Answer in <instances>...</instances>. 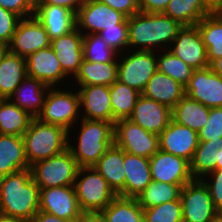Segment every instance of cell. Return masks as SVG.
<instances>
[{
	"label": "cell",
	"mask_w": 222,
	"mask_h": 222,
	"mask_svg": "<svg viewBox=\"0 0 222 222\" xmlns=\"http://www.w3.org/2000/svg\"><path fill=\"white\" fill-rule=\"evenodd\" d=\"M222 149V141H199L190 162V171L194 179H202L216 170L218 150Z\"/></svg>",
	"instance_id": "35"
},
{
	"label": "cell",
	"mask_w": 222,
	"mask_h": 222,
	"mask_svg": "<svg viewBox=\"0 0 222 222\" xmlns=\"http://www.w3.org/2000/svg\"><path fill=\"white\" fill-rule=\"evenodd\" d=\"M0 7L15 13L20 18L34 16L36 0H0Z\"/></svg>",
	"instance_id": "44"
},
{
	"label": "cell",
	"mask_w": 222,
	"mask_h": 222,
	"mask_svg": "<svg viewBox=\"0 0 222 222\" xmlns=\"http://www.w3.org/2000/svg\"><path fill=\"white\" fill-rule=\"evenodd\" d=\"M34 16L42 23L50 40L76 28V14L65 7L36 3Z\"/></svg>",
	"instance_id": "22"
},
{
	"label": "cell",
	"mask_w": 222,
	"mask_h": 222,
	"mask_svg": "<svg viewBox=\"0 0 222 222\" xmlns=\"http://www.w3.org/2000/svg\"><path fill=\"white\" fill-rule=\"evenodd\" d=\"M140 95V92L118 80L110 86V103L113 110V123L131 117Z\"/></svg>",
	"instance_id": "34"
},
{
	"label": "cell",
	"mask_w": 222,
	"mask_h": 222,
	"mask_svg": "<svg viewBox=\"0 0 222 222\" xmlns=\"http://www.w3.org/2000/svg\"><path fill=\"white\" fill-rule=\"evenodd\" d=\"M110 6L112 9L121 12L125 16L132 17L140 11L139 0H98Z\"/></svg>",
	"instance_id": "46"
},
{
	"label": "cell",
	"mask_w": 222,
	"mask_h": 222,
	"mask_svg": "<svg viewBox=\"0 0 222 222\" xmlns=\"http://www.w3.org/2000/svg\"><path fill=\"white\" fill-rule=\"evenodd\" d=\"M185 95L208 108L222 107V77L209 66L196 69L185 86Z\"/></svg>",
	"instance_id": "15"
},
{
	"label": "cell",
	"mask_w": 222,
	"mask_h": 222,
	"mask_svg": "<svg viewBox=\"0 0 222 222\" xmlns=\"http://www.w3.org/2000/svg\"><path fill=\"white\" fill-rule=\"evenodd\" d=\"M27 76L36 78L50 87H56L69 78L62 70L51 46L40 49L26 58Z\"/></svg>",
	"instance_id": "18"
},
{
	"label": "cell",
	"mask_w": 222,
	"mask_h": 222,
	"mask_svg": "<svg viewBox=\"0 0 222 222\" xmlns=\"http://www.w3.org/2000/svg\"><path fill=\"white\" fill-rule=\"evenodd\" d=\"M80 87V89L78 88L80 108L84 109L81 118L113 123L110 86L88 85Z\"/></svg>",
	"instance_id": "20"
},
{
	"label": "cell",
	"mask_w": 222,
	"mask_h": 222,
	"mask_svg": "<svg viewBox=\"0 0 222 222\" xmlns=\"http://www.w3.org/2000/svg\"><path fill=\"white\" fill-rule=\"evenodd\" d=\"M218 218L222 219V205L218 208Z\"/></svg>",
	"instance_id": "56"
},
{
	"label": "cell",
	"mask_w": 222,
	"mask_h": 222,
	"mask_svg": "<svg viewBox=\"0 0 222 222\" xmlns=\"http://www.w3.org/2000/svg\"><path fill=\"white\" fill-rule=\"evenodd\" d=\"M182 27L164 13L139 11L128 18L129 50H167Z\"/></svg>",
	"instance_id": "2"
},
{
	"label": "cell",
	"mask_w": 222,
	"mask_h": 222,
	"mask_svg": "<svg viewBox=\"0 0 222 222\" xmlns=\"http://www.w3.org/2000/svg\"><path fill=\"white\" fill-rule=\"evenodd\" d=\"M33 118L10 99H0V134L23 136Z\"/></svg>",
	"instance_id": "31"
},
{
	"label": "cell",
	"mask_w": 222,
	"mask_h": 222,
	"mask_svg": "<svg viewBox=\"0 0 222 222\" xmlns=\"http://www.w3.org/2000/svg\"><path fill=\"white\" fill-rule=\"evenodd\" d=\"M163 13L181 26H195L210 14L201 0H171Z\"/></svg>",
	"instance_id": "33"
},
{
	"label": "cell",
	"mask_w": 222,
	"mask_h": 222,
	"mask_svg": "<svg viewBox=\"0 0 222 222\" xmlns=\"http://www.w3.org/2000/svg\"><path fill=\"white\" fill-rule=\"evenodd\" d=\"M210 14L218 13L222 9V0H201Z\"/></svg>",
	"instance_id": "51"
},
{
	"label": "cell",
	"mask_w": 222,
	"mask_h": 222,
	"mask_svg": "<svg viewBox=\"0 0 222 222\" xmlns=\"http://www.w3.org/2000/svg\"><path fill=\"white\" fill-rule=\"evenodd\" d=\"M32 178L39 188L73 186L79 166L71 151L39 160L31 165Z\"/></svg>",
	"instance_id": "7"
},
{
	"label": "cell",
	"mask_w": 222,
	"mask_h": 222,
	"mask_svg": "<svg viewBox=\"0 0 222 222\" xmlns=\"http://www.w3.org/2000/svg\"><path fill=\"white\" fill-rule=\"evenodd\" d=\"M196 26L206 47L207 60L210 64L222 56V18L217 13L209 14Z\"/></svg>",
	"instance_id": "32"
},
{
	"label": "cell",
	"mask_w": 222,
	"mask_h": 222,
	"mask_svg": "<svg viewBox=\"0 0 222 222\" xmlns=\"http://www.w3.org/2000/svg\"><path fill=\"white\" fill-rule=\"evenodd\" d=\"M157 53V70L162 72L175 81L181 83L184 87L192 78L194 69L175 56L168 49Z\"/></svg>",
	"instance_id": "38"
},
{
	"label": "cell",
	"mask_w": 222,
	"mask_h": 222,
	"mask_svg": "<svg viewBox=\"0 0 222 222\" xmlns=\"http://www.w3.org/2000/svg\"><path fill=\"white\" fill-rule=\"evenodd\" d=\"M201 180L208 187L213 204L218 209L222 205V169H216L208 173Z\"/></svg>",
	"instance_id": "45"
},
{
	"label": "cell",
	"mask_w": 222,
	"mask_h": 222,
	"mask_svg": "<svg viewBox=\"0 0 222 222\" xmlns=\"http://www.w3.org/2000/svg\"><path fill=\"white\" fill-rule=\"evenodd\" d=\"M102 212L109 222H144L143 208L137 198L117 195Z\"/></svg>",
	"instance_id": "37"
},
{
	"label": "cell",
	"mask_w": 222,
	"mask_h": 222,
	"mask_svg": "<svg viewBox=\"0 0 222 222\" xmlns=\"http://www.w3.org/2000/svg\"><path fill=\"white\" fill-rule=\"evenodd\" d=\"M39 196L31 168L0 177V215L29 222L39 211Z\"/></svg>",
	"instance_id": "1"
},
{
	"label": "cell",
	"mask_w": 222,
	"mask_h": 222,
	"mask_svg": "<svg viewBox=\"0 0 222 222\" xmlns=\"http://www.w3.org/2000/svg\"><path fill=\"white\" fill-rule=\"evenodd\" d=\"M36 3L65 7L73 11L75 14L83 4L81 0H36Z\"/></svg>",
	"instance_id": "48"
},
{
	"label": "cell",
	"mask_w": 222,
	"mask_h": 222,
	"mask_svg": "<svg viewBox=\"0 0 222 222\" xmlns=\"http://www.w3.org/2000/svg\"><path fill=\"white\" fill-rule=\"evenodd\" d=\"M184 185L152 181L136 198L143 209L155 207L164 202L178 200Z\"/></svg>",
	"instance_id": "36"
},
{
	"label": "cell",
	"mask_w": 222,
	"mask_h": 222,
	"mask_svg": "<svg viewBox=\"0 0 222 222\" xmlns=\"http://www.w3.org/2000/svg\"><path fill=\"white\" fill-rule=\"evenodd\" d=\"M51 48L59 59L63 72L74 78L80 69L83 56V34L75 28L70 33L51 40Z\"/></svg>",
	"instance_id": "21"
},
{
	"label": "cell",
	"mask_w": 222,
	"mask_h": 222,
	"mask_svg": "<svg viewBox=\"0 0 222 222\" xmlns=\"http://www.w3.org/2000/svg\"><path fill=\"white\" fill-rule=\"evenodd\" d=\"M51 40L42 23L35 17L21 18L16 26L9 51L27 58L32 53L49 47Z\"/></svg>",
	"instance_id": "13"
},
{
	"label": "cell",
	"mask_w": 222,
	"mask_h": 222,
	"mask_svg": "<svg viewBox=\"0 0 222 222\" xmlns=\"http://www.w3.org/2000/svg\"><path fill=\"white\" fill-rule=\"evenodd\" d=\"M29 222H70L55 215L38 211Z\"/></svg>",
	"instance_id": "49"
},
{
	"label": "cell",
	"mask_w": 222,
	"mask_h": 222,
	"mask_svg": "<svg viewBox=\"0 0 222 222\" xmlns=\"http://www.w3.org/2000/svg\"><path fill=\"white\" fill-rule=\"evenodd\" d=\"M209 67L212 70V72L222 77V56L213 60L209 64Z\"/></svg>",
	"instance_id": "52"
},
{
	"label": "cell",
	"mask_w": 222,
	"mask_h": 222,
	"mask_svg": "<svg viewBox=\"0 0 222 222\" xmlns=\"http://www.w3.org/2000/svg\"><path fill=\"white\" fill-rule=\"evenodd\" d=\"M149 161L153 181L187 184L194 180L190 171V162L182 157L159 149Z\"/></svg>",
	"instance_id": "16"
},
{
	"label": "cell",
	"mask_w": 222,
	"mask_h": 222,
	"mask_svg": "<svg viewBox=\"0 0 222 222\" xmlns=\"http://www.w3.org/2000/svg\"><path fill=\"white\" fill-rule=\"evenodd\" d=\"M158 136L160 150L191 162L199 144L198 132L171 120Z\"/></svg>",
	"instance_id": "17"
},
{
	"label": "cell",
	"mask_w": 222,
	"mask_h": 222,
	"mask_svg": "<svg viewBox=\"0 0 222 222\" xmlns=\"http://www.w3.org/2000/svg\"><path fill=\"white\" fill-rule=\"evenodd\" d=\"M73 186L83 213L103 211L117 196L94 167H79Z\"/></svg>",
	"instance_id": "5"
},
{
	"label": "cell",
	"mask_w": 222,
	"mask_h": 222,
	"mask_svg": "<svg viewBox=\"0 0 222 222\" xmlns=\"http://www.w3.org/2000/svg\"><path fill=\"white\" fill-rule=\"evenodd\" d=\"M39 211L70 222L81 219V211L74 186L40 188Z\"/></svg>",
	"instance_id": "12"
},
{
	"label": "cell",
	"mask_w": 222,
	"mask_h": 222,
	"mask_svg": "<svg viewBox=\"0 0 222 222\" xmlns=\"http://www.w3.org/2000/svg\"><path fill=\"white\" fill-rule=\"evenodd\" d=\"M77 147L68 136V149L79 167H93L114 144V123L104 120L81 119Z\"/></svg>",
	"instance_id": "3"
},
{
	"label": "cell",
	"mask_w": 222,
	"mask_h": 222,
	"mask_svg": "<svg viewBox=\"0 0 222 222\" xmlns=\"http://www.w3.org/2000/svg\"><path fill=\"white\" fill-rule=\"evenodd\" d=\"M141 94L173 109L185 96V87L157 70Z\"/></svg>",
	"instance_id": "24"
},
{
	"label": "cell",
	"mask_w": 222,
	"mask_h": 222,
	"mask_svg": "<svg viewBox=\"0 0 222 222\" xmlns=\"http://www.w3.org/2000/svg\"><path fill=\"white\" fill-rule=\"evenodd\" d=\"M129 119L144 130L159 135L172 120V109L141 94Z\"/></svg>",
	"instance_id": "19"
},
{
	"label": "cell",
	"mask_w": 222,
	"mask_h": 222,
	"mask_svg": "<svg viewBox=\"0 0 222 222\" xmlns=\"http://www.w3.org/2000/svg\"><path fill=\"white\" fill-rule=\"evenodd\" d=\"M120 23H128V17L98 0L83 2L76 13V28L83 35L99 34Z\"/></svg>",
	"instance_id": "11"
},
{
	"label": "cell",
	"mask_w": 222,
	"mask_h": 222,
	"mask_svg": "<svg viewBox=\"0 0 222 222\" xmlns=\"http://www.w3.org/2000/svg\"><path fill=\"white\" fill-rule=\"evenodd\" d=\"M217 14L222 18V9Z\"/></svg>",
	"instance_id": "57"
},
{
	"label": "cell",
	"mask_w": 222,
	"mask_h": 222,
	"mask_svg": "<svg viewBox=\"0 0 222 222\" xmlns=\"http://www.w3.org/2000/svg\"><path fill=\"white\" fill-rule=\"evenodd\" d=\"M107 45L120 53L129 48L128 23H120L116 27L105 28L98 34ZM122 50V51H121Z\"/></svg>",
	"instance_id": "41"
},
{
	"label": "cell",
	"mask_w": 222,
	"mask_h": 222,
	"mask_svg": "<svg viewBox=\"0 0 222 222\" xmlns=\"http://www.w3.org/2000/svg\"><path fill=\"white\" fill-rule=\"evenodd\" d=\"M180 201L183 222H213L218 218V209L201 179H194L182 187Z\"/></svg>",
	"instance_id": "9"
},
{
	"label": "cell",
	"mask_w": 222,
	"mask_h": 222,
	"mask_svg": "<svg viewBox=\"0 0 222 222\" xmlns=\"http://www.w3.org/2000/svg\"><path fill=\"white\" fill-rule=\"evenodd\" d=\"M213 222H222V219L217 218V219L214 220Z\"/></svg>",
	"instance_id": "58"
},
{
	"label": "cell",
	"mask_w": 222,
	"mask_h": 222,
	"mask_svg": "<svg viewBox=\"0 0 222 222\" xmlns=\"http://www.w3.org/2000/svg\"><path fill=\"white\" fill-rule=\"evenodd\" d=\"M132 51V52H131ZM118 56L117 80L142 93L157 71V51L128 50ZM131 52V53H130ZM130 53V54H129Z\"/></svg>",
	"instance_id": "8"
},
{
	"label": "cell",
	"mask_w": 222,
	"mask_h": 222,
	"mask_svg": "<svg viewBox=\"0 0 222 222\" xmlns=\"http://www.w3.org/2000/svg\"><path fill=\"white\" fill-rule=\"evenodd\" d=\"M168 50L194 70L209 66L206 47L196 25L183 26Z\"/></svg>",
	"instance_id": "14"
},
{
	"label": "cell",
	"mask_w": 222,
	"mask_h": 222,
	"mask_svg": "<svg viewBox=\"0 0 222 222\" xmlns=\"http://www.w3.org/2000/svg\"><path fill=\"white\" fill-rule=\"evenodd\" d=\"M124 197L136 198L153 180L150 161L124 151Z\"/></svg>",
	"instance_id": "23"
},
{
	"label": "cell",
	"mask_w": 222,
	"mask_h": 222,
	"mask_svg": "<svg viewBox=\"0 0 222 222\" xmlns=\"http://www.w3.org/2000/svg\"><path fill=\"white\" fill-rule=\"evenodd\" d=\"M124 150L113 144L93 166L116 195L124 197Z\"/></svg>",
	"instance_id": "27"
},
{
	"label": "cell",
	"mask_w": 222,
	"mask_h": 222,
	"mask_svg": "<svg viewBox=\"0 0 222 222\" xmlns=\"http://www.w3.org/2000/svg\"><path fill=\"white\" fill-rule=\"evenodd\" d=\"M118 75V61L106 63L90 62L83 59L74 80L78 86H111Z\"/></svg>",
	"instance_id": "29"
},
{
	"label": "cell",
	"mask_w": 222,
	"mask_h": 222,
	"mask_svg": "<svg viewBox=\"0 0 222 222\" xmlns=\"http://www.w3.org/2000/svg\"><path fill=\"white\" fill-rule=\"evenodd\" d=\"M210 108L184 96L172 109V120L199 132L207 123Z\"/></svg>",
	"instance_id": "30"
},
{
	"label": "cell",
	"mask_w": 222,
	"mask_h": 222,
	"mask_svg": "<svg viewBox=\"0 0 222 222\" xmlns=\"http://www.w3.org/2000/svg\"><path fill=\"white\" fill-rule=\"evenodd\" d=\"M49 87L36 78L26 76L16 88L10 100L36 118L43 108Z\"/></svg>",
	"instance_id": "26"
},
{
	"label": "cell",
	"mask_w": 222,
	"mask_h": 222,
	"mask_svg": "<svg viewBox=\"0 0 222 222\" xmlns=\"http://www.w3.org/2000/svg\"><path fill=\"white\" fill-rule=\"evenodd\" d=\"M114 144L130 154L150 158L159 150V136L130 119H121L114 123Z\"/></svg>",
	"instance_id": "10"
},
{
	"label": "cell",
	"mask_w": 222,
	"mask_h": 222,
	"mask_svg": "<svg viewBox=\"0 0 222 222\" xmlns=\"http://www.w3.org/2000/svg\"><path fill=\"white\" fill-rule=\"evenodd\" d=\"M9 51V45L0 43V62Z\"/></svg>",
	"instance_id": "53"
},
{
	"label": "cell",
	"mask_w": 222,
	"mask_h": 222,
	"mask_svg": "<svg viewBox=\"0 0 222 222\" xmlns=\"http://www.w3.org/2000/svg\"><path fill=\"white\" fill-rule=\"evenodd\" d=\"M26 76V58L8 51L0 62V99H10Z\"/></svg>",
	"instance_id": "28"
},
{
	"label": "cell",
	"mask_w": 222,
	"mask_h": 222,
	"mask_svg": "<svg viewBox=\"0 0 222 222\" xmlns=\"http://www.w3.org/2000/svg\"><path fill=\"white\" fill-rule=\"evenodd\" d=\"M0 222H24V221L0 215Z\"/></svg>",
	"instance_id": "54"
},
{
	"label": "cell",
	"mask_w": 222,
	"mask_h": 222,
	"mask_svg": "<svg viewBox=\"0 0 222 222\" xmlns=\"http://www.w3.org/2000/svg\"><path fill=\"white\" fill-rule=\"evenodd\" d=\"M198 135L199 141H222V107L210 108L207 123Z\"/></svg>",
	"instance_id": "42"
},
{
	"label": "cell",
	"mask_w": 222,
	"mask_h": 222,
	"mask_svg": "<svg viewBox=\"0 0 222 222\" xmlns=\"http://www.w3.org/2000/svg\"><path fill=\"white\" fill-rule=\"evenodd\" d=\"M144 222H183L180 198L143 209Z\"/></svg>",
	"instance_id": "40"
},
{
	"label": "cell",
	"mask_w": 222,
	"mask_h": 222,
	"mask_svg": "<svg viewBox=\"0 0 222 222\" xmlns=\"http://www.w3.org/2000/svg\"><path fill=\"white\" fill-rule=\"evenodd\" d=\"M23 140L30 166L68 149V131L59 125L41 122L38 118L32 119Z\"/></svg>",
	"instance_id": "4"
},
{
	"label": "cell",
	"mask_w": 222,
	"mask_h": 222,
	"mask_svg": "<svg viewBox=\"0 0 222 222\" xmlns=\"http://www.w3.org/2000/svg\"><path fill=\"white\" fill-rule=\"evenodd\" d=\"M118 55L119 53L110 48L98 34L83 35V56L85 60L106 63L118 61Z\"/></svg>",
	"instance_id": "39"
},
{
	"label": "cell",
	"mask_w": 222,
	"mask_h": 222,
	"mask_svg": "<svg viewBox=\"0 0 222 222\" xmlns=\"http://www.w3.org/2000/svg\"><path fill=\"white\" fill-rule=\"evenodd\" d=\"M23 136L0 134V177L30 168Z\"/></svg>",
	"instance_id": "25"
},
{
	"label": "cell",
	"mask_w": 222,
	"mask_h": 222,
	"mask_svg": "<svg viewBox=\"0 0 222 222\" xmlns=\"http://www.w3.org/2000/svg\"><path fill=\"white\" fill-rule=\"evenodd\" d=\"M20 17L13 12L0 7V43L9 45L11 43L16 26Z\"/></svg>",
	"instance_id": "43"
},
{
	"label": "cell",
	"mask_w": 222,
	"mask_h": 222,
	"mask_svg": "<svg viewBox=\"0 0 222 222\" xmlns=\"http://www.w3.org/2000/svg\"><path fill=\"white\" fill-rule=\"evenodd\" d=\"M171 0H139L141 12L163 13Z\"/></svg>",
	"instance_id": "47"
},
{
	"label": "cell",
	"mask_w": 222,
	"mask_h": 222,
	"mask_svg": "<svg viewBox=\"0 0 222 222\" xmlns=\"http://www.w3.org/2000/svg\"><path fill=\"white\" fill-rule=\"evenodd\" d=\"M81 222H109L108 218L102 211L86 212L82 214Z\"/></svg>",
	"instance_id": "50"
},
{
	"label": "cell",
	"mask_w": 222,
	"mask_h": 222,
	"mask_svg": "<svg viewBox=\"0 0 222 222\" xmlns=\"http://www.w3.org/2000/svg\"><path fill=\"white\" fill-rule=\"evenodd\" d=\"M216 169H222V149L218 150Z\"/></svg>",
	"instance_id": "55"
},
{
	"label": "cell",
	"mask_w": 222,
	"mask_h": 222,
	"mask_svg": "<svg viewBox=\"0 0 222 222\" xmlns=\"http://www.w3.org/2000/svg\"><path fill=\"white\" fill-rule=\"evenodd\" d=\"M81 110L78 91L71 92L60 90L58 87H49L43 108L36 118L41 122L65 128L68 136H71V128L76 126L77 118H81L79 117Z\"/></svg>",
	"instance_id": "6"
}]
</instances>
